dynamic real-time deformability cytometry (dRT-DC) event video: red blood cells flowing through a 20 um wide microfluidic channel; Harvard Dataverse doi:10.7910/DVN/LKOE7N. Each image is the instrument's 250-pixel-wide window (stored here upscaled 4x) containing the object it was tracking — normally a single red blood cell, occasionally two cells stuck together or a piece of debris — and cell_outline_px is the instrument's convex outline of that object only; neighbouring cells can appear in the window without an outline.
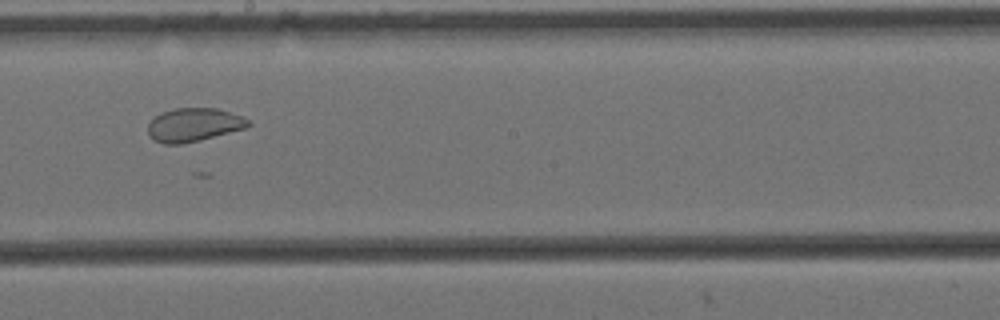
{"species": "Egyptian fruit bat (a non-hibernating species)", "species_latin": "Rousettus aegyptiacus", "temperature_condition": "cold", "stored_images_in_passage": 15, "camera_frame_rate_fps": 3000, "um_per_image_px": 0.085, "animal": {"sex": "female"}, "frame": {"image": 1, "passage_image": 9, "time_ms": 2.667, "image_size_px": [1000, 320], "cell_outline_px": [[252, 124], [248, 128], [200, 140], [180, 144], [164, 144], [152, 140], [148, 132], [148, 124], [160, 112], [172, 108], [216, 108], [244, 116]], "centroid_in_image_um": [16.49, 10.61], "position_along_channel_um": 231.7, "area_um2": 19.83}}